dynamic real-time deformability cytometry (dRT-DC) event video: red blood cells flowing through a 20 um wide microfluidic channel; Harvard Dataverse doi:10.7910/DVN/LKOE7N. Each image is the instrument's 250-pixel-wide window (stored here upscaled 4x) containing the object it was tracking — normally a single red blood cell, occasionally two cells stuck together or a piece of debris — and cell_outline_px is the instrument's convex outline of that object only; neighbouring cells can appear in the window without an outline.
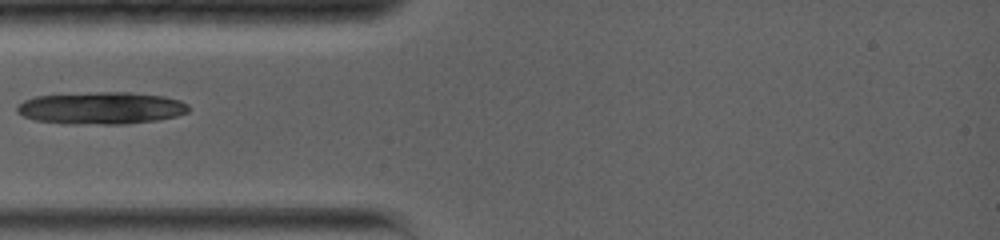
{"species": "common noctule bat (a hibernating species)", "species_latin": "Nyctalus noctula", "temperature_condition": "warm", "stored_images_in_passage": 52, "camera_frame_rate_fps": 5000, "um_per_image_px": 0.085, "animal": {"sex": "female", "body_mass_g": 19.0, "forearm_length_mm": 56.7}, "frame": {"image": 1, "passage_image": 1, "time_ms": 0.0, "image_size_px": [1000, 240], "cell_outline_px": [[188, 112], [176, 116], [160, 120], [128, 124], [60, 124], [36, 120], [24, 116], [16, 112], [16, 104], [24, 100], [36, 96], [96, 92], [128, 92], [164, 96], [180, 100], [188, 104]], "centroid_in_image_um": [8.59, 9.19], "position_along_channel_um": 76.4, "area_um2": 32.54}}
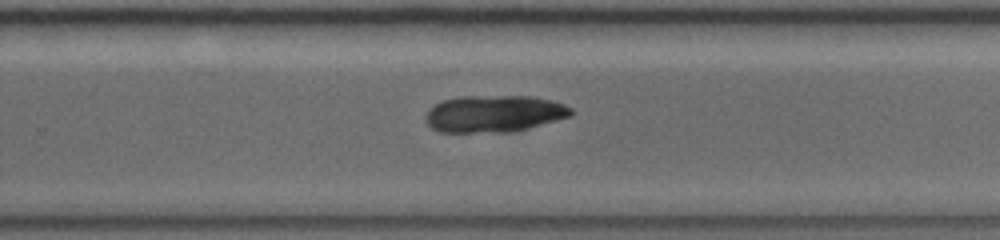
{"frame": {"image": 2, "passage_image": 23, "time_ms": 5.4, "image_size_px": [1000, 240], "cell_outline_px": [[572, 116], [528, 128], [512, 132], [440, 132], [432, 128], [424, 120], [428, 108], [444, 100], [460, 96], [532, 96], [552, 100], [564, 104], [572, 108]], "centroid_in_image_um": [42.0, 9.66], "position_along_channel_um": 287.8, "area_um2": 31.44}}
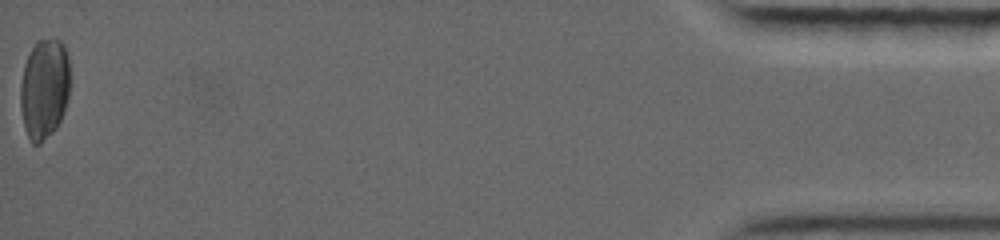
{"frame": {"image": 3, "passage_image": 52, "time_ms": 12.6, "image_size_px": [1000, 240], "cell_outline_px": [[68, 96], [64, 112], [56, 128], [40, 144], [32, 144], [24, 128], [20, 108], [20, 84], [24, 64], [36, 40], [60, 40], [64, 44], [68, 52]], "centroid_in_image_um": [3.75, 7.55], "position_along_channel_um": 431.5, "area_um2": 29.07}}